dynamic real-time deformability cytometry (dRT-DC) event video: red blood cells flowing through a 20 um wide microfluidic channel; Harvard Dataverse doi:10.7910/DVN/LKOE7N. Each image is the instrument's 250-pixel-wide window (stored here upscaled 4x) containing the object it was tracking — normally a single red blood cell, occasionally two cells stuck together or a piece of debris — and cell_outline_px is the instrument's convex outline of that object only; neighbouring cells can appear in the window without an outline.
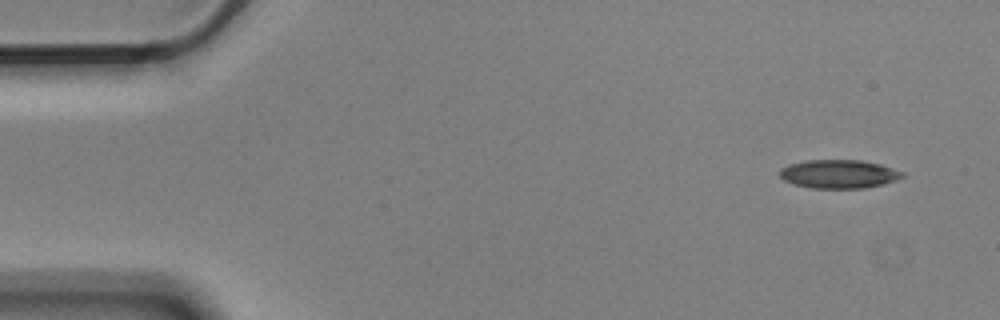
{"species": "Egyptian fruit bat (a non-hibernating species)", "species_latin": "Rousettus aegyptiacus", "temperature_condition": "cold", "stored_images_in_passage": 5, "camera_frame_rate_fps": 3000, "um_per_image_px": 0.085, "animal": {"sex": "male"}, "frame": {"image": 1, "passage_image": 1, "time_ms": 0.0, "image_size_px": [1000, 320], "cell_outline_px": [[904, 176], [896, 180], [884, 184], [864, 188], [812, 188], [792, 184], [784, 180], [780, 176], [780, 168], [788, 164], [808, 160], [860, 160], [880, 164], [904, 172]], "centroid_in_image_um": [71.29, 14.79], "position_along_channel_um": 13.7, "area_um2": 20.46}}
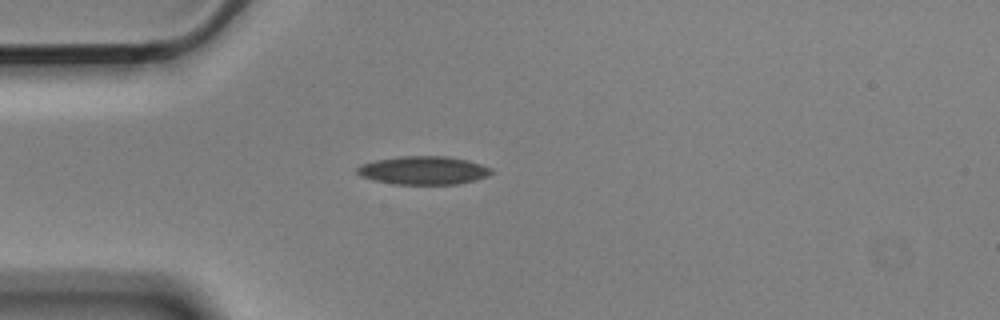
{"frame": {"image": 2, "passage_image": 4, "time_ms": 1.0, "image_size_px": [1000, 320], "cell_outline_px": [[492, 172], [488, 176], [476, 180], [456, 184], [392, 184], [372, 180], [360, 176], [356, 172], [356, 168], [360, 164], [376, 160], [400, 156], [448, 156], [468, 160], [492, 168]], "centroid_in_image_um": [35.97, 14.48], "position_along_channel_um": 49.0, "area_um2": 22.31}}